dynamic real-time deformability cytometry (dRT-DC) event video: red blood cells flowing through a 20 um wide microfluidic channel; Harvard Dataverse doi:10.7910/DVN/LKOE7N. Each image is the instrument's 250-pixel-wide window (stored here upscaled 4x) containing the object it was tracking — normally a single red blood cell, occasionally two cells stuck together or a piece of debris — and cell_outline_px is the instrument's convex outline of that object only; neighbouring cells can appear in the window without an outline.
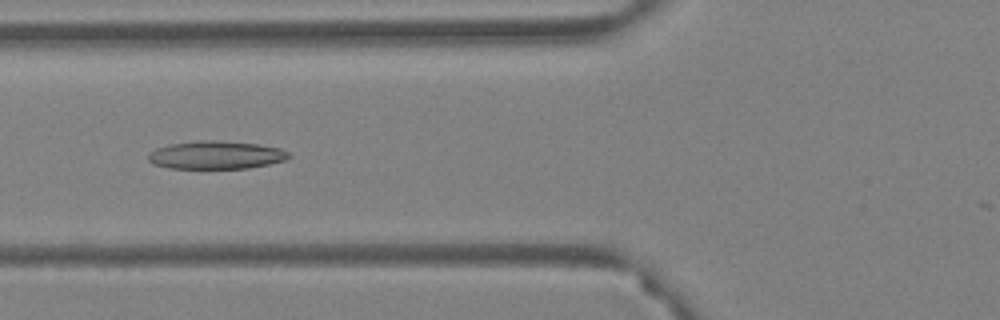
{"species": "Egyptian fruit bat (a non-hibernating species)", "species_latin": "Rousettus aegyptiacus", "temperature_condition": "warm", "stored_images_in_passage": 55, "camera_frame_rate_fps": 3000, "um_per_image_px": 0.085, "animal": {"sex": "female"}, "frame": {"image": 1, "passage_image": 24, "time_ms": 7.667, "image_size_px": [1000, 320], "cell_outline_px": [[292, 156], [284, 160], [268, 164], [248, 168], [168, 168], [152, 164], [148, 160], [148, 156], [156, 148], [168, 144], [196, 140], [216, 140], [260, 144], [280, 148], [288, 152]], "centroid_in_image_um": [18.35, 13.17], "position_along_channel_um": 107.4, "area_um2": 23.06}}
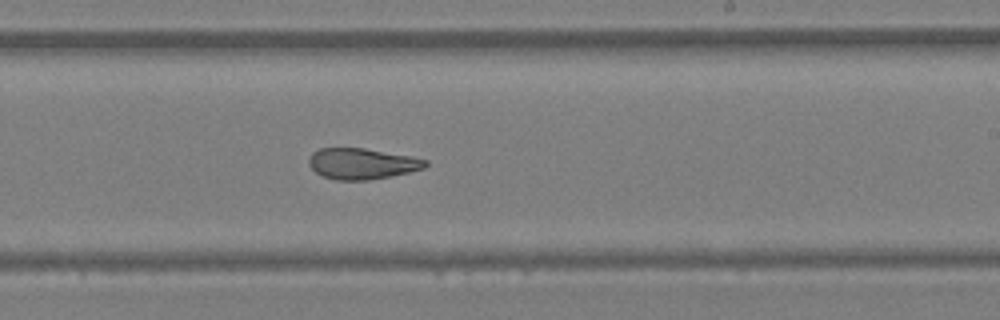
{"frame": {"image": 2, "passage_image": 37, "time_ms": 12.0, "image_size_px": [1000, 320], "cell_outline_px": [[428, 164], [424, 168], [408, 172], [368, 180], [336, 180], [324, 176], [316, 172], [308, 164], [308, 160], [312, 152], [320, 148], [364, 148], [412, 156], [428, 160]], "centroid_in_image_um": [30.76, 13.9], "position_along_channel_um": 258.2, "area_um2": 20.92}}
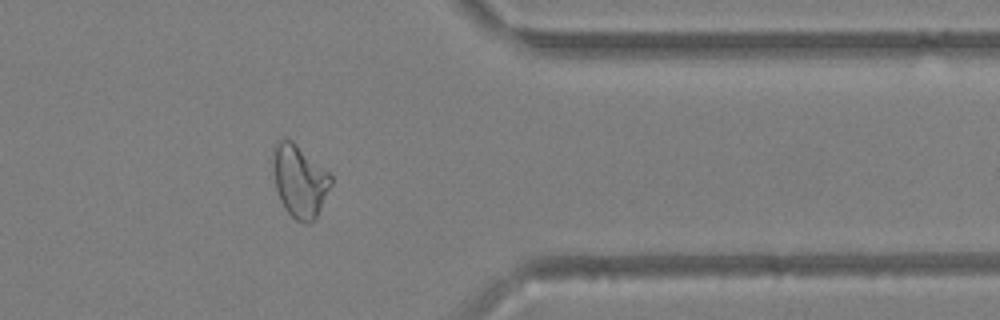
{"frame": {"image": 3, "passage_image": 49, "time_ms": 16.0, "image_size_px": [1000, 320], "cell_outline_px": [[332, 184], [316, 216], [308, 224], [304, 224], [296, 220], [284, 208], [280, 200], [276, 188], [272, 168], [272, 160], [276, 140], [292, 140], [328, 172], [332, 176]], "centroid_in_image_um": [25.44, 15.38], "position_along_channel_um": 386.0, "area_um2": 24.22}}